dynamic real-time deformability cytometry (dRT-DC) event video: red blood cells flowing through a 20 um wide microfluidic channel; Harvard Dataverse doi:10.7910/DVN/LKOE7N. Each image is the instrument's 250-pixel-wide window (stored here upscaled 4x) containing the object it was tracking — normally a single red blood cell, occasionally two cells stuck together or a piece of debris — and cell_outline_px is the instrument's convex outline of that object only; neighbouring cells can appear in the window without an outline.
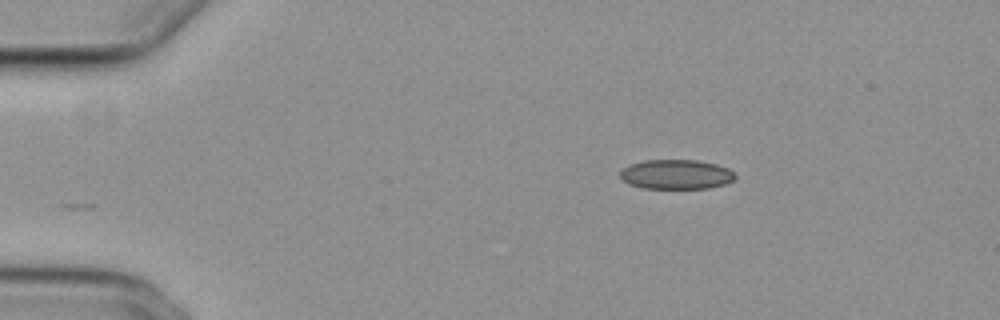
{"species": "common noctule bat (a hibernating species)", "species_latin": "Nyctalus noctula", "temperature_condition": "cold", "stored_images_in_passage": 39, "camera_frame_rate_fps": 3000, "um_per_image_px": 0.085, "animal": {"sex": "female", "body_mass_g": 29.2, "forearm_length_mm": 56.3}, "frame": {"image": 1, "passage_image": 1, "time_ms": 0.0, "image_size_px": [1000, 320], "cell_outline_px": [[736, 176], [732, 180], [724, 184], [708, 188], [644, 188], [628, 184], [620, 176], [620, 172], [624, 168], [632, 164], [644, 160], [696, 160], [716, 164], [728, 168]], "centroid_in_image_um": [57.47, 14.82], "position_along_channel_um": 27.5, "area_um2": 19.59}}
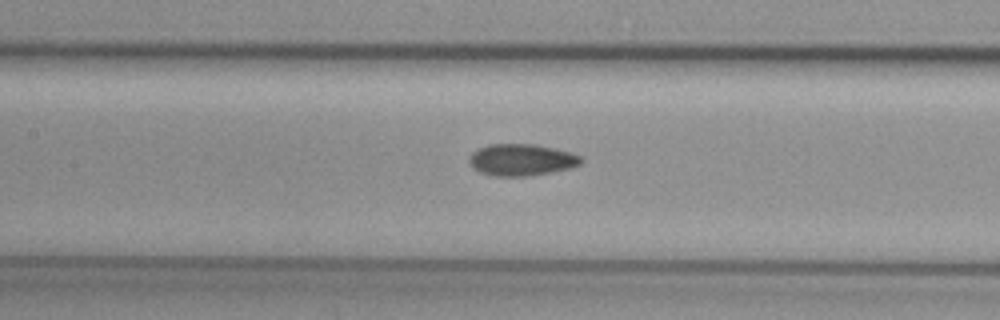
{"frame": {"image": 2, "passage_image": 17, "time_ms": 5.333, "image_size_px": [1000, 320], "cell_outline_px": [[584, 160], [580, 164], [572, 168], [528, 176], [496, 176], [480, 172], [472, 168], [468, 160], [472, 152], [488, 144], [536, 144], [572, 152], [580, 156]], "centroid_in_image_um": [44.34, 13.58], "position_along_channel_um": 163.1, "area_um2": 20.81}}
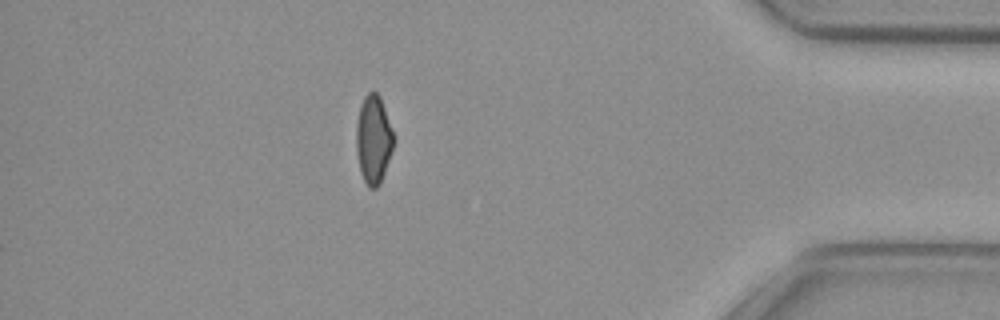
{"frame": {"image": 3, "passage_image": 39, "time_ms": 12.667, "image_size_px": [1000, 320], "cell_outline_px": [[392, 148], [380, 184], [376, 188], [368, 188], [360, 172], [356, 148], [356, 124], [360, 104], [364, 96], [368, 92], [376, 92], [380, 96], [392, 132]], "centroid_in_image_um": [31.7, 11.85], "position_along_channel_um": 403.5, "area_um2": 18.84}, "authors_computed_cell_mechanics": {"area_um2": 20.1722, "velocity_mm_per_s": 3.8492, "shape_relaxation_time_tau1_ms": 10.9992, "shape_relaxation_time_tau2_ms": 3.7464, "deformation_change_tau1": 0.1694, "deformation_change_tau2": 0.0784}}